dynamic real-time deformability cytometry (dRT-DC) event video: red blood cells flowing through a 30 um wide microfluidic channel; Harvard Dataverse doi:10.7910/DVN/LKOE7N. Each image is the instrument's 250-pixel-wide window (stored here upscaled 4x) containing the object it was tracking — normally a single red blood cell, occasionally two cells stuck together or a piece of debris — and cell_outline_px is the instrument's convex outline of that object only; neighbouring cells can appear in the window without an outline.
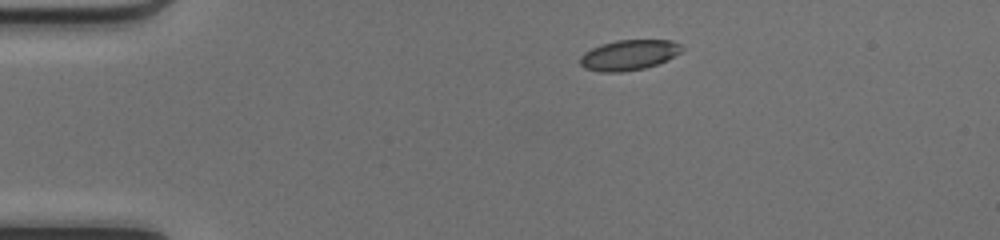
{"species": "common noctule bat (a hibernating species)", "species_latin": "Nyctalus noctula", "temperature_condition": "cold", "stored_images_in_passage": 41, "camera_frame_rate_fps": 3000, "um_per_image_px": 0.085, "animal": {"sex": "female", "body_mass_g": 17.0, "forearm_length_mm": 48.0}, "frame": {"image": 1, "passage_image": 1, "time_ms": 0.0, "image_size_px": [1000, 240], "cell_outline_px": [[684, 48], [680, 52], [668, 60], [644, 68], [620, 72], [600, 72], [584, 68], [580, 64], [580, 56], [584, 52], [600, 44], [616, 40], [672, 40], [680, 44]], "centroid_in_image_um": [53.44, 4.67], "position_along_channel_um": 31.6, "area_um2": 18.03}}
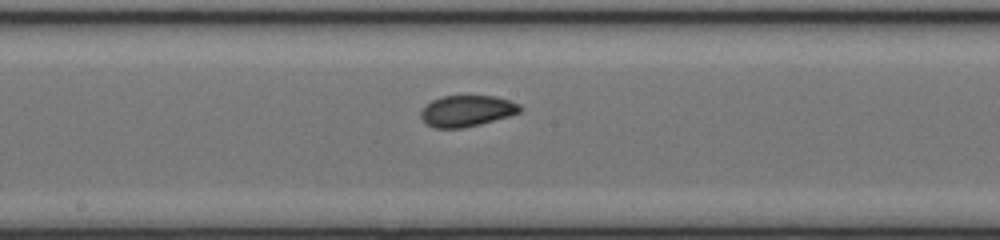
{"frame": {"image": 2, "passage_image": 18, "time_ms": 5.667, "image_size_px": [1000, 240], "cell_outline_px": [[524, 108], [520, 112], [508, 116], [480, 124], [464, 128], [436, 128], [424, 124], [420, 116], [420, 112], [432, 100], [440, 96], [496, 96], [520, 104]], "centroid_in_image_um": [39.67, 9.43], "position_along_channel_um": 208.5, "area_um2": 18.09}}
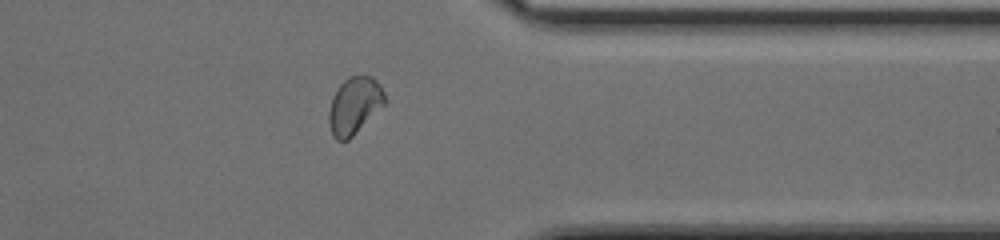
{"frame": {"image": 3, "passage_image": 31, "time_ms": 10.0, "image_size_px": [1000, 240], "cell_outline_px": [[388, 100], [348, 140], [336, 140], [332, 136], [328, 124], [328, 112], [332, 96], [336, 88], [348, 76], [372, 76], [380, 84]], "centroid_in_image_um": [30.1, 8.96], "position_along_channel_um": 381.3, "area_um2": 18.67}, "authors_computed_cell_mechanics": {"area_um2": 18.2648, "velocity_mm_per_s": 4.1701, "shape_relaxation_time_tau1_ms": 8.4893, "shape_relaxation_time_tau2_ms": 0.8377, "deformation_change_tau1": 0.1621, "deformation_change_tau2": 0.0416}}